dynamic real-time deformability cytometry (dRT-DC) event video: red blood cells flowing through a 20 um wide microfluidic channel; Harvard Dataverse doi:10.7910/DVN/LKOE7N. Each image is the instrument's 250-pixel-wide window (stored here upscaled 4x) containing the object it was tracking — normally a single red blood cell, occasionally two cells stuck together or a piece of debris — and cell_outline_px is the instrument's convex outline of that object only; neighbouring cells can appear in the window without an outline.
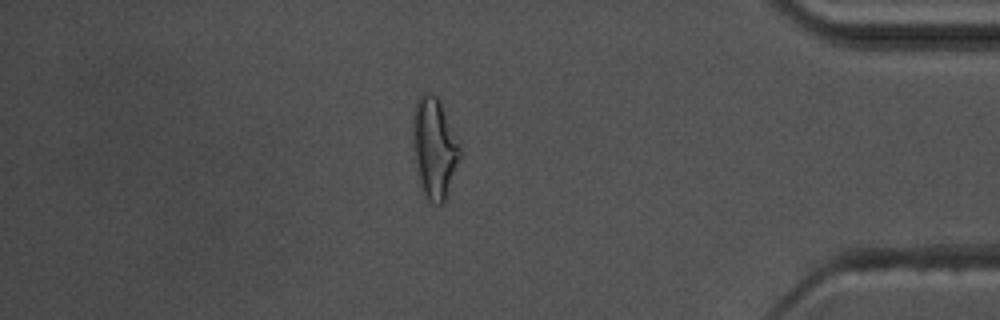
{"species": "common noctule bat (a hibernating species)", "species_latin": "Nyctalus noctula", "temperature_condition": "warm", "stored_images_in_passage": 54, "camera_frame_rate_fps": 3000, "um_per_image_px": 0.085, "animal": {"sex": "male", "body_mass_g": 17.5, "forearm_length_mm": 52.3}, "frame": {"image": 1, "passage_image": 46, "time_ms": 15.0, "image_size_px": [1000, 320], "cell_outline_px": [[460, 156], [444, 204], [436, 204], [428, 200], [424, 192], [420, 180], [416, 160], [412, 136], [412, 112], [416, 100], [424, 92], [432, 92], [440, 100], [460, 144]], "centroid_in_image_um": [36.92, 12.5], "position_along_channel_um": 398.3, "area_um2": 27.4}, "authors_computed_cell_mechanics": {"area_um2": 22.4553, "velocity_mm_per_s": 3.6353, "shape_relaxation_time_tau1_ms": 5.7699, "shape_relaxation_time_tau2_ms": 1.6704, "deformation_change_tau1": 0.2235, "deformation_change_tau2": 0.1152}}